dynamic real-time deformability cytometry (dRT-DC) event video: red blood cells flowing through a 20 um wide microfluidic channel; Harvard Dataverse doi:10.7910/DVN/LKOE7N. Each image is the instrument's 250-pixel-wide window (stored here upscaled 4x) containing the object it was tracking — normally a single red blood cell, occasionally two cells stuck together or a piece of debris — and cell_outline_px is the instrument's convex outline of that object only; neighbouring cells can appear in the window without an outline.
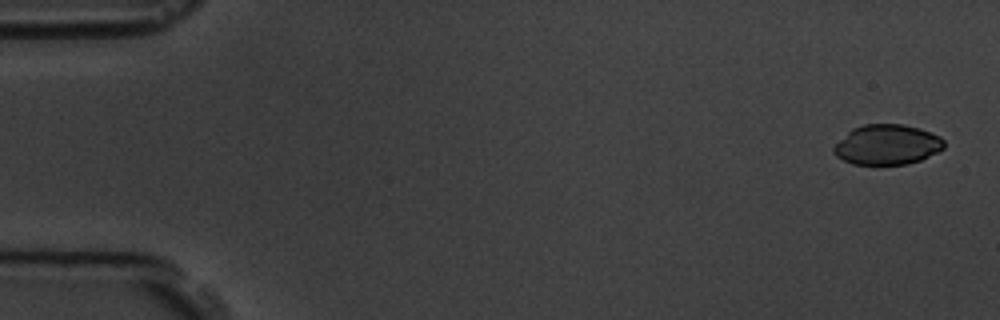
{"species": "common noctule bat (a hibernating species)", "species_latin": "Nyctalus noctula", "temperature_condition": "room temperature", "stored_images_in_passage": 5, "camera_frame_rate_fps": 3000, "um_per_image_px": 0.085, "animal": {"sex": "male", "body_mass_g": 19.5, "forearm_length_mm": 54.6}, "frame": {"image": 1, "passage_image": 1, "time_ms": 0.0, "image_size_px": [1000, 320], "cell_outline_px": [[944, 148], [920, 160], [908, 164], [852, 164], [836, 156], [832, 152], [832, 148], [852, 128], [864, 124], [904, 124], [920, 128], [940, 136], [944, 140]], "centroid_in_image_um": [75.4, 12.29], "position_along_channel_um": 9.6, "area_um2": 25.72}}
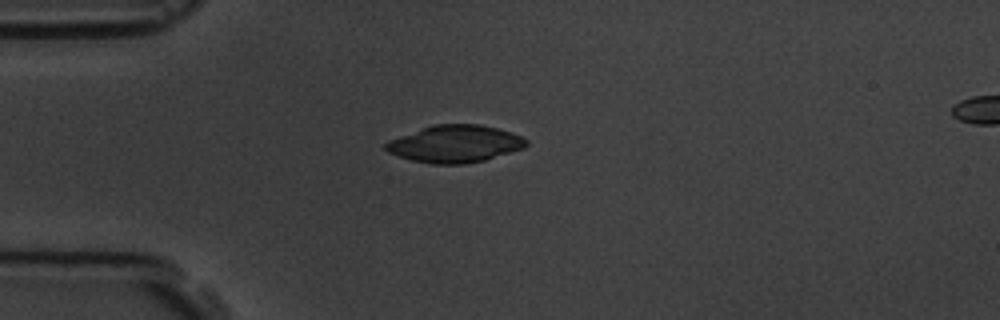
{"frame": {"image": 2, "passage_image": 4, "time_ms": 4.333, "image_size_px": [1000, 320], "cell_outline_px": [[528, 144], [524, 148], [484, 160], [464, 164], [432, 164], [412, 160], [388, 152], [384, 148], [384, 144], [388, 140], [432, 124], [480, 124], [496, 128], [520, 136], [528, 140]], "centroid_in_image_um": [38.65, 12.22], "position_along_channel_um": 46.4, "area_um2": 30.35}}